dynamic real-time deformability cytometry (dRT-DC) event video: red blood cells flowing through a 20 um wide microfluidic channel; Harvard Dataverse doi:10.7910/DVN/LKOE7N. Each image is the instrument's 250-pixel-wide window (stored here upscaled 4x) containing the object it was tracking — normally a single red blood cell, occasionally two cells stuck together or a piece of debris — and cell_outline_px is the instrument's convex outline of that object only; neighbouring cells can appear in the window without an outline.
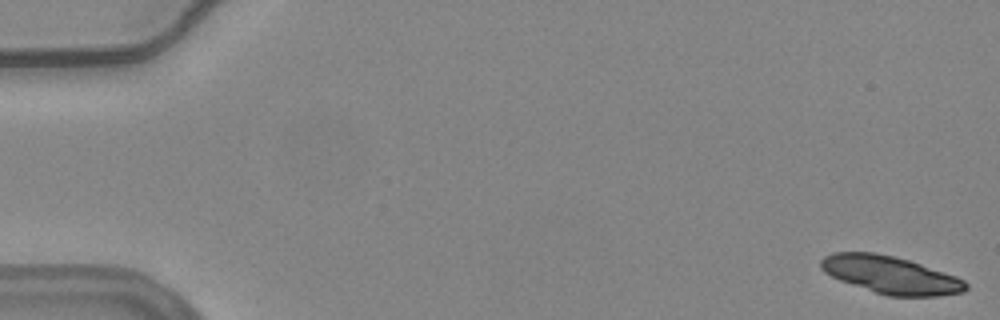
{"species": "common noctule bat (a hibernating species)", "species_latin": "Nyctalus noctula", "temperature_condition": "warm", "stored_images_in_passage": 56, "camera_frame_rate_fps": 3000, "um_per_image_px": 0.085, "animal": {"sex": "female", "body_mass_g": 24.6, "forearm_length_mm": 56.2}, "frame": {"image": 1, "passage_image": 1, "time_ms": 0.0, "image_size_px": [1000, 320], "cell_outline_px": [[968, 288], [964, 292], [936, 296], [888, 296], [840, 280], [824, 272], [820, 268], [820, 260], [824, 256], [832, 252], [876, 252], [908, 260], [956, 276], [964, 280], [968, 284]], "centroid_in_image_um": [75.69, 23.36], "position_along_channel_um": 9.3, "area_um2": 31.5}}
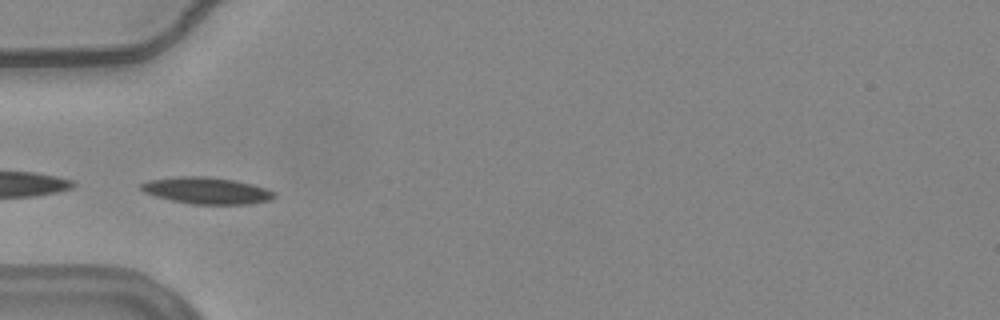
{"frame": {"image": 2, "passage_image": 19, "time_ms": 6.0, "image_size_px": [1000, 320], "cell_outline_px": [[276, 196], [272, 200], [248, 204], [192, 204], [172, 200], [156, 196], [144, 192], [140, 188], [140, 184], [148, 180], [176, 176], [208, 176], [232, 180], [252, 184], [268, 188], [276, 192]], "centroid_in_image_um": [17.6, 16.19], "position_along_channel_um": 67.4, "area_um2": 20.81}}
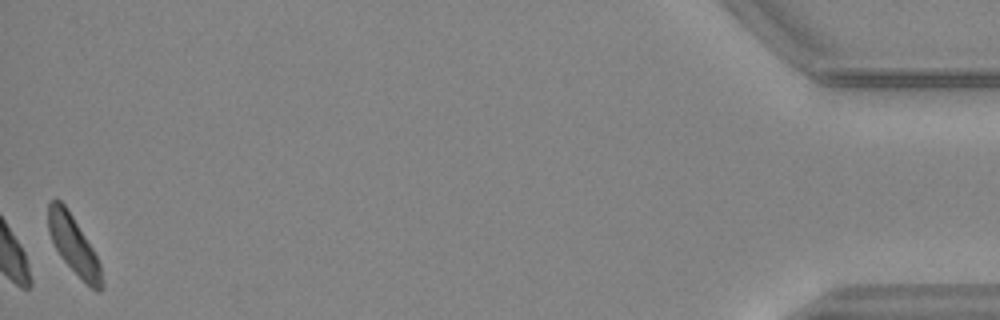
{"frame": {"image": 3, "passage_image": 56, "time_ms": 18.333, "image_size_px": [1000, 320], "cell_outline_px": [[100, 292], [96, 292], [60, 256], [48, 232], [48, 204], [52, 200], [60, 200], [64, 204], [72, 216], [92, 248], [100, 264]], "centroid_in_image_um": [6.21, 20.76], "position_along_channel_um": 429.0, "area_um2": 17.17}, "authors_computed_cell_mechanics": {"area_um2": 19.5653, "velocity_mm_per_s": 3.7019, "shape_relaxation_time_tau1_ms": 4.6596, "shape_relaxation_time_tau2_ms": null, "deformation_change_tau1": 0.1174, "deformation_change_tau2": null}}